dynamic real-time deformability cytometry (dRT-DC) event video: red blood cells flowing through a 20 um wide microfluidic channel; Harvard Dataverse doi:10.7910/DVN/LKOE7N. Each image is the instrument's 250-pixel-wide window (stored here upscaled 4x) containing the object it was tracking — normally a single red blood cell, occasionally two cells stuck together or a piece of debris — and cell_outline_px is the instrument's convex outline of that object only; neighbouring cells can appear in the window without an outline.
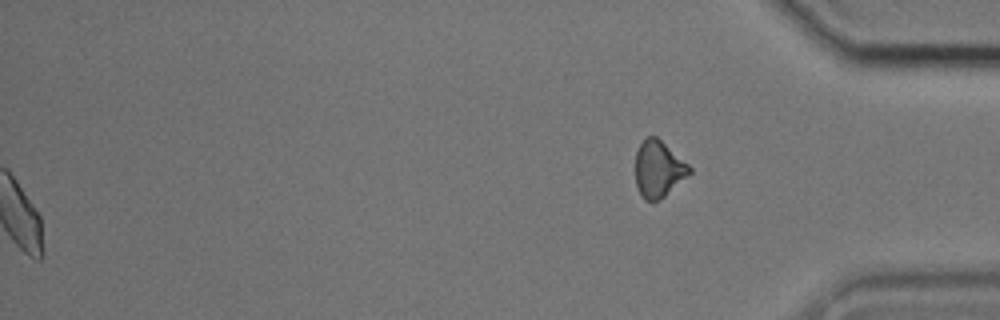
{"species": "common noctule bat (a hibernating species)", "species_latin": "Nyctalus noctula", "temperature_condition": "cold", "stored_images_in_passage": 39, "segment_of_instrument_passage": [2, 2], "camera_frame_rate_fps": 3000, "um_per_image_px": 0.085, "animal": {"sex": "male", "body_mass_g": 17.9, "forearm_length_mm": 54.2}, "frame": {"image": 1, "passage_image": 39, "time_ms": 12.667, "image_size_px": [1000, 320], "cell_outline_px": [[692, 172], [660, 200], [652, 204], [644, 200], [636, 184], [636, 152], [640, 144], [648, 136], [656, 136], [688, 164], [692, 168]], "centroid_in_image_um": [55.97, 14.4], "position_along_channel_um": 379.2, "area_um2": 17.74}}